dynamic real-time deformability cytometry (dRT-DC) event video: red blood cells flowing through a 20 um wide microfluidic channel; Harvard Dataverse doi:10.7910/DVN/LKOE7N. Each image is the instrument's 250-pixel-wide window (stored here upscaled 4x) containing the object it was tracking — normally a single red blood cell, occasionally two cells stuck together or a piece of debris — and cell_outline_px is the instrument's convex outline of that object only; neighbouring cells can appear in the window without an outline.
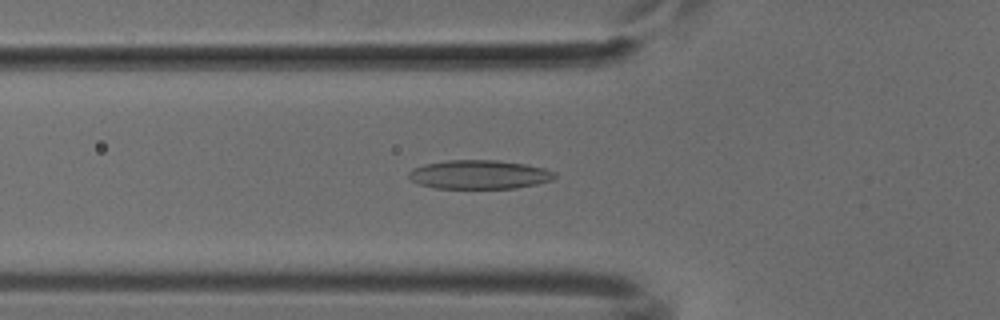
{"species": "common noctule bat (a hibernating species)", "species_latin": "Nyctalus noctula", "temperature_condition": "cold", "stored_images_in_passage": 52, "camera_frame_rate_fps": 3000, "um_per_image_px": 0.085, "animal": {"sex": "male", "body_mass_g": 18.8}, "frame": {"image": 1, "passage_image": 18, "time_ms": 5.667, "image_size_px": [1000, 320], "cell_outline_px": [[556, 176], [552, 180], [536, 184], [516, 188], [436, 188], [420, 184], [412, 180], [408, 176], [408, 172], [412, 168], [424, 164], [448, 160], [496, 160], [528, 164], [544, 168], [556, 172]], "centroid_in_image_um": [40.75, 14.83], "position_along_channel_um": 85.0, "area_um2": 24.62}}
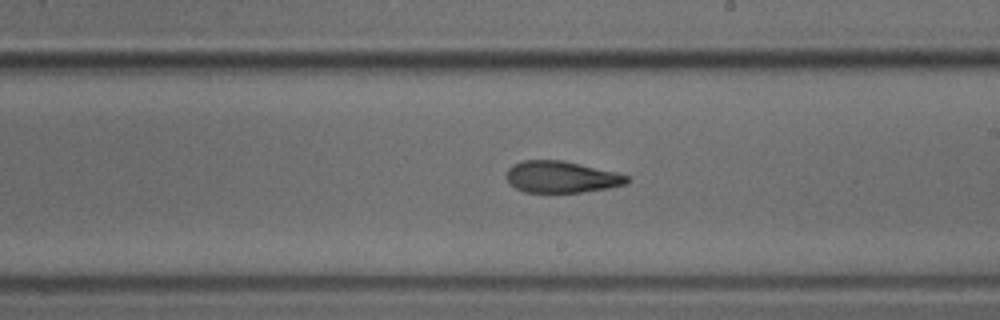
{"frame": {"image": 2, "passage_image": 30, "time_ms": 9.667, "image_size_px": [1000, 320], "cell_outline_px": [[632, 180], [628, 184], [608, 188], [580, 192], [524, 192], [516, 188], [504, 176], [508, 168], [512, 164], [524, 160], [564, 160], [616, 172], [628, 176]], "centroid_in_image_um": [47.73, 15.03], "position_along_channel_um": 241.3, "area_um2": 22.37}}
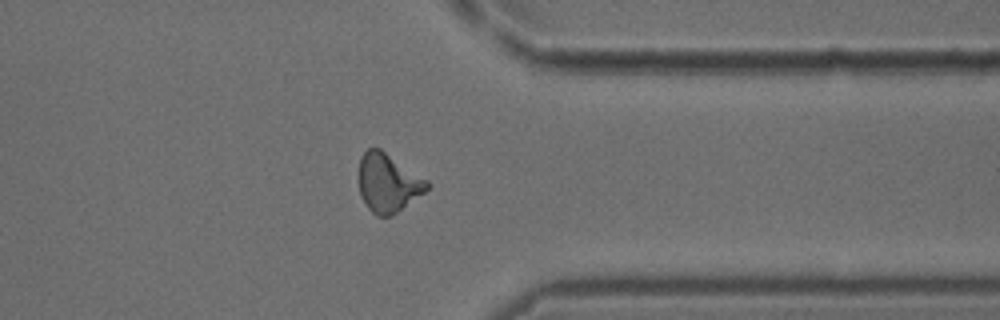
{"frame": {"image": 3, "passage_image": 41, "time_ms": 13.333, "image_size_px": [1000, 320], "cell_outline_px": [[432, 184], [424, 192], [392, 216], [376, 216], [368, 208], [360, 196], [360, 156], [368, 148], [380, 148], [428, 180]], "centroid_in_image_um": [32.99, 15.54], "position_along_channel_um": 378.4, "area_um2": 23.18}}